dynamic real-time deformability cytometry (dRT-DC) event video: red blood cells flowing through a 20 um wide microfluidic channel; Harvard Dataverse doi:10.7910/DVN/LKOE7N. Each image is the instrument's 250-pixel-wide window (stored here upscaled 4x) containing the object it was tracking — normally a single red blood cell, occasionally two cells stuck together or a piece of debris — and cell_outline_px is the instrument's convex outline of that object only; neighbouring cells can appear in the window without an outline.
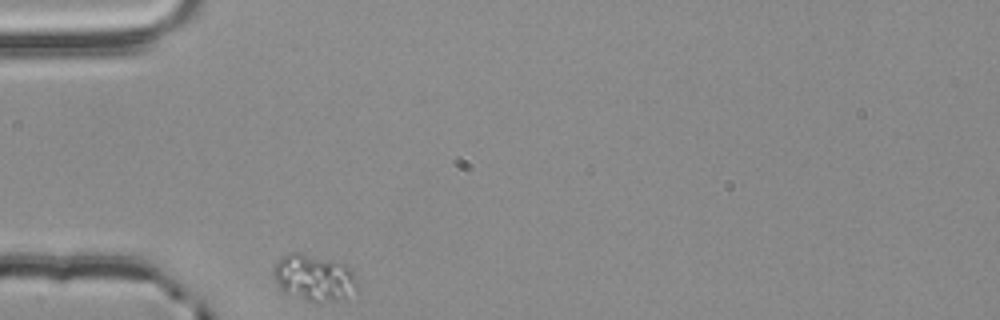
{"species": "common noctule bat (a hibernating species)", "species_latin": "Nyctalus noctula", "temperature_condition": "room temperature", "stored_images_in_passage": 32, "camera_frame_rate_fps": 3000, "um_per_image_px": 0.085, "animal": {"sex": "male", "body_mass_g": 20.4}, "frame": {"image": 1, "passage_image": 1, "time_ms": 0.0, "image_size_px": [1000, 320], "cell_outline_px": [[360, 288], [344, 296], [332, 300], [304, 300], [284, 292], [276, 284], [272, 272], [276, 260], [288, 252], [300, 252], [344, 264], [352, 272]], "centroid_in_image_um": [26.62, 23.57], "position_along_channel_um": 58.4, "area_um2": 22.31}}
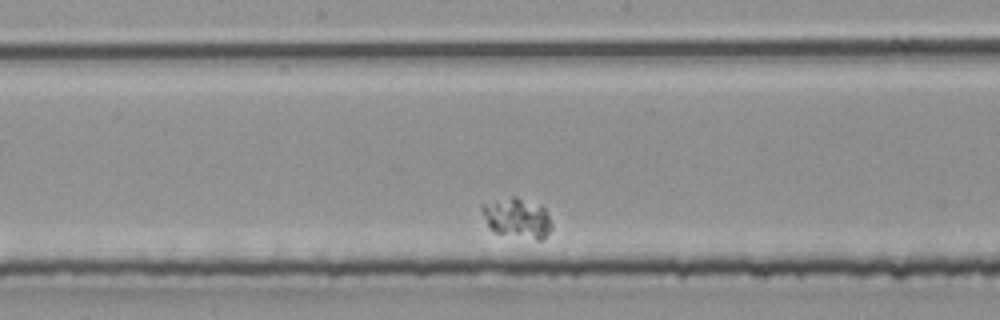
{"frame": {"image": 2, "passage_image": 16, "time_ms": 5.0, "image_size_px": [1000, 320], "cell_outline_px": [[552, 228], [540, 240], [536, 240], [492, 232], [488, 228], [480, 208], [480, 204], [512, 196], [516, 196], [544, 208], [552, 224]], "centroid_in_image_um": [43.9, 18.54], "position_along_channel_um": 204.3, "area_um2": 16.24}}
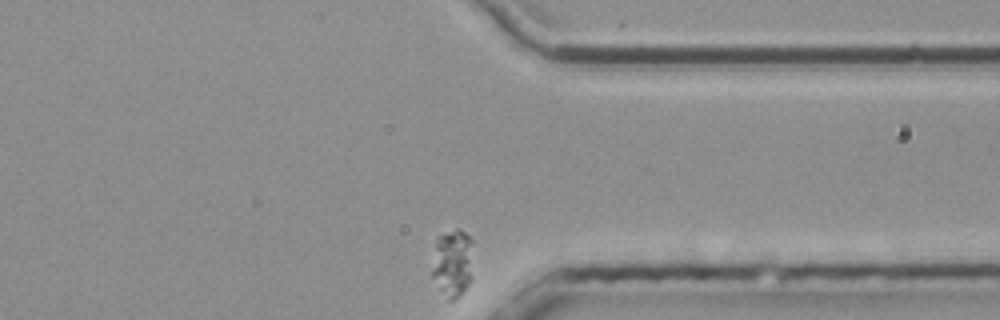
{"frame": {"image": 3, "passage_image": 32, "time_ms": 10.333, "image_size_px": [1000, 320], "cell_outline_px": [[472, 276], [460, 296], [452, 300], [448, 300], [432, 276], [432, 272], [436, 236], [456, 228], [460, 228], [472, 240]], "centroid_in_image_um": [38.48, 22.31], "position_along_channel_um": 372.9, "area_um2": 16.24}}